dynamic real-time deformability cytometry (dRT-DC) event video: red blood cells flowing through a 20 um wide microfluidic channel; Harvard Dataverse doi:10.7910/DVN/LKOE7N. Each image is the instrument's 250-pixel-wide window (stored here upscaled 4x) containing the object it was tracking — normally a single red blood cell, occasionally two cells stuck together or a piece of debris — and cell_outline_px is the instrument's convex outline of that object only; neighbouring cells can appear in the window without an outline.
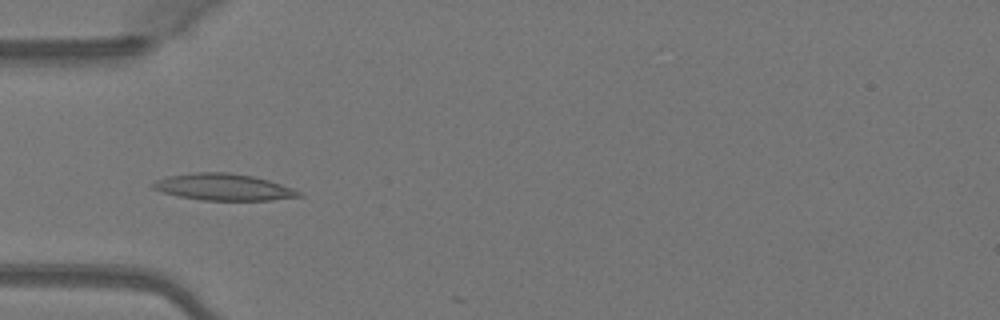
{"species": "Egyptian fruit bat (a non-hibernating species)", "species_latin": "Rousettus aegyptiacus", "temperature_condition": "warm", "stored_images_in_passage": 16, "camera_frame_rate_fps": 3000, "um_per_image_px": 0.085, "animal": {"sex": "female"}, "frame": {"image": 1, "passage_image": 13, "time_ms": 4.0, "image_size_px": [1000, 320], "cell_outline_px": [[304, 196], [272, 200], [200, 200], [180, 196], [164, 192], [152, 188], [152, 184], [156, 180], [168, 176], [196, 172], [228, 172], [252, 176], [268, 180], [304, 192]], "centroid_in_image_um": [19.04, 15.9], "position_along_channel_um": 66.0, "area_um2": 22.54}}